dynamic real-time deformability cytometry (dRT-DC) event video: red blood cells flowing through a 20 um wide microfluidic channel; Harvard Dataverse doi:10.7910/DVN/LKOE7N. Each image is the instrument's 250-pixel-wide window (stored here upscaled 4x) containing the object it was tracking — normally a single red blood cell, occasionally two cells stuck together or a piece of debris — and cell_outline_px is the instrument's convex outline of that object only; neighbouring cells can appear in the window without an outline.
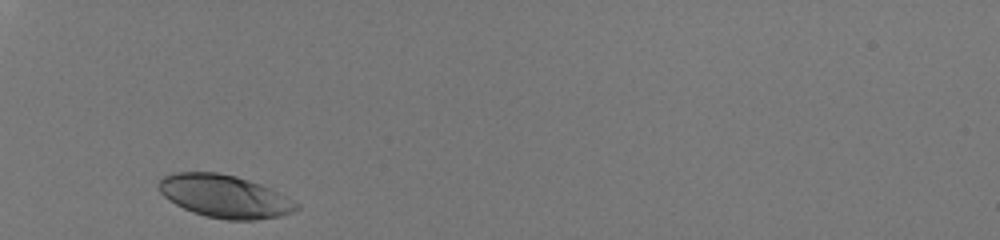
{"species": "human", "species_latin": "Homo sapiens", "temperature_condition": "room temperature", "stored_images_in_passage": 27, "camera_frame_rate_fps": 3000, "um_per_image_px": 0.085, "donor": {"sex": "male"}, "frame": {"image": 1, "passage_image": 1, "time_ms": 0.0, "image_size_px": [1000, 240], "cell_outline_px": [[300, 208], [292, 212], [280, 216], [256, 220], [228, 220], [204, 216], [192, 212], [176, 204], [164, 196], [160, 192], [156, 184], [164, 176], [176, 172], [220, 172], [236, 176], [272, 188], [300, 204]], "centroid_in_image_um": [19.11, 16.68], "position_along_channel_um": 65.9, "area_um2": 34.51}}
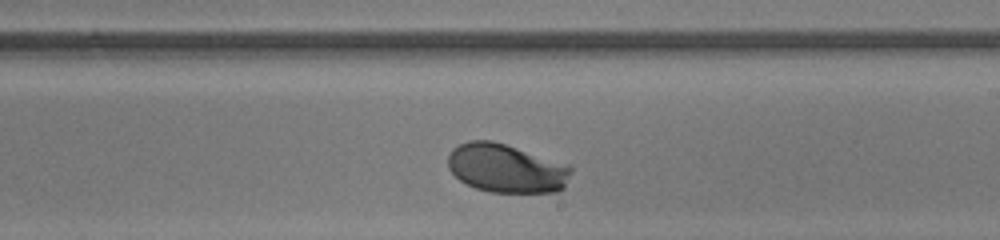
{"frame": {"image": 2, "passage_image": 16, "time_ms": 5.0, "image_size_px": [1000, 240], "cell_outline_px": [[572, 172], [564, 188], [556, 192], [492, 192], [476, 188], [460, 180], [448, 168], [448, 156], [452, 148], [468, 140], [492, 140], [568, 164], [572, 168]], "centroid_in_image_um": [43.04, 14.3], "position_along_channel_um": 246.0, "area_um2": 34.91}}
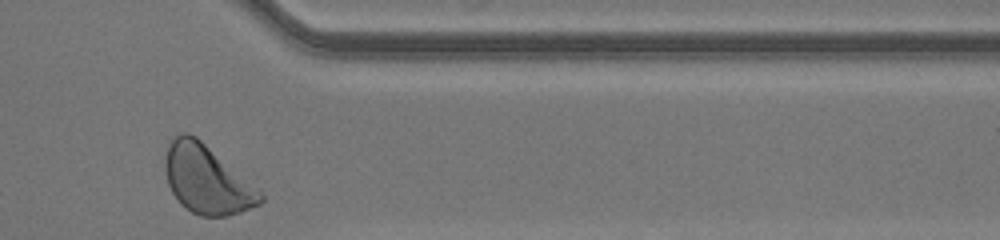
{"frame": {"image": 3, "passage_image": 27, "time_ms": 8.667, "image_size_px": [1000, 240], "cell_outline_px": [[264, 200], [260, 204], [240, 212], [228, 216], [200, 216], [192, 212], [180, 204], [172, 192], [168, 184], [164, 172], [164, 156], [168, 144], [180, 132], [188, 132], [196, 136], [260, 188], [264, 196]], "centroid_in_image_um": [17.59, 15.25], "position_along_channel_um": 393.8, "area_um2": 38.44}, "authors_computed_cell_mechanics": {"area_um2": 34.391, "velocity_mm_per_s": 4.0647, "shape_relaxation_time_tau1_ms": 1.5275, "shape_relaxation_time_tau2_ms": null, "deformation_change_tau1": 0.1094, "deformation_change_tau2": null}}